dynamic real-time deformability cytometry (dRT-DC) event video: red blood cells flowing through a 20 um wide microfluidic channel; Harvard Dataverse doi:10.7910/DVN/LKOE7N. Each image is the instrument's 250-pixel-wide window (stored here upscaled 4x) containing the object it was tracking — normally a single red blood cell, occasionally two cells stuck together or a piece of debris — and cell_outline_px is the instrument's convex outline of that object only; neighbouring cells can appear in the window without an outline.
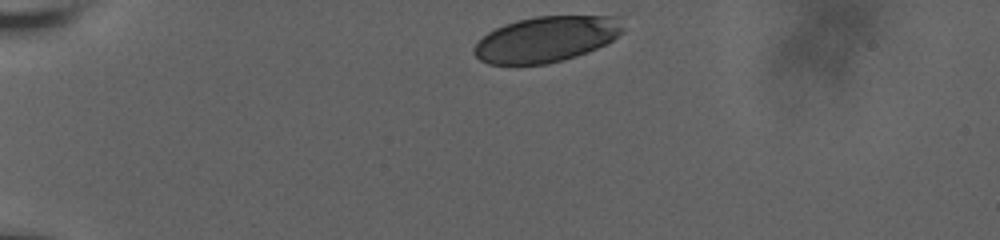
{"species": "human", "species_latin": "Homo sapiens", "temperature_condition": "room temperature", "stored_images_in_passage": 5, "camera_frame_rate_fps": 3000, "um_per_image_px": 0.085, "donor": {"sex": "male"}, "frame": {"image": 1, "passage_image": 1, "time_ms": 0.0, "image_size_px": [1000, 240], "cell_outline_px": [[624, 32], [612, 40], [596, 48], [576, 56], [548, 64], [488, 64], [480, 60], [472, 52], [472, 48], [488, 32], [504, 24], [516, 20], [536, 16], [620, 16], [624, 28]], "centroid_in_image_um": [46.44, 3.32], "position_along_channel_um": 38.6, "area_um2": 39.71}}
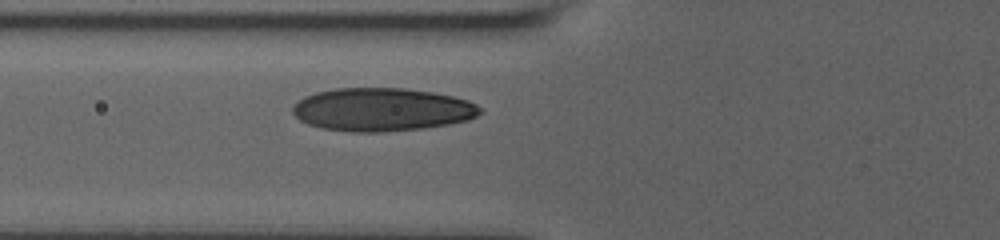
{"frame": {"image": 2, "passage_image": 5, "time_ms": 3.333, "image_size_px": [1000, 240], "cell_outline_px": [[484, 112], [468, 120], [448, 124], [424, 128], [380, 132], [352, 132], [320, 128], [308, 124], [300, 120], [292, 112], [292, 108], [304, 96], [316, 92], [336, 88], [404, 88], [432, 92], [452, 96], [468, 100], [476, 104]], "centroid_in_image_um": [32.47, 9.31], "position_along_channel_um": 93.3, "area_um2": 47.16}}